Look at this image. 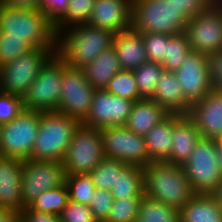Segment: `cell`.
I'll use <instances>...</instances> for the list:
<instances>
[{"instance_id": "obj_1", "label": "cell", "mask_w": 222, "mask_h": 222, "mask_svg": "<svg viewBox=\"0 0 222 222\" xmlns=\"http://www.w3.org/2000/svg\"><path fill=\"white\" fill-rule=\"evenodd\" d=\"M114 33L91 24L75 25L57 34L56 54L72 68H83L112 47Z\"/></svg>"}, {"instance_id": "obj_2", "label": "cell", "mask_w": 222, "mask_h": 222, "mask_svg": "<svg viewBox=\"0 0 222 222\" xmlns=\"http://www.w3.org/2000/svg\"><path fill=\"white\" fill-rule=\"evenodd\" d=\"M144 195L180 210L195 194L182 165L149 162L142 167Z\"/></svg>"}, {"instance_id": "obj_3", "label": "cell", "mask_w": 222, "mask_h": 222, "mask_svg": "<svg viewBox=\"0 0 222 222\" xmlns=\"http://www.w3.org/2000/svg\"><path fill=\"white\" fill-rule=\"evenodd\" d=\"M0 32L23 38L31 48L57 50L54 24L39 9L12 8L0 3Z\"/></svg>"}, {"instance_id": "obj_4", "label": "cell", "mask_w": 222, "mask_h": 222, "mask_svg": "<svg viewBox=\"0 0 222 222\" xmlns=\"http://www.w3.org/2000/svg\"><path fill=\"white\" fill-rule=\"evenodd\" d=\"M81 122L59 112H40L39 129L29 159L61 162Z\"/></svg>"}, {"instance_id": "obj_5", "label": "cell", "mask_w": 222, "mask_h": 222, "mask_svg": "<svg viewBox=\"0 0 222 222\" xmlns=\"http://www.w3.org/2000/svg\"><path fill=\"white\" fill-rule=\"evenodd\" d=\"M189 20L168 0H132L131 27L140 33L175 35Z\"/></svg>"}, {"instance_id": "obj_6", "label": "cell", "mask_w": 222, "mask_h": 222, "mask_svg": "<svg viewBox=\"0 0 222 222\" xmlns=\"http://www.w3.org/2000/svg\"><path fill=\"white\" fill-rule=\"evenodd\" d=\"M52 48H32L0 66V91L23 97L45 64L56 54Z\"/></svg>"}, {"instance_id": "obj_7", "label": "cell", "mask_w": 222, "mask_h": 222, "mask_svg": "<svg viewBox=\"0 0 222 222\" xmlns=\"http://www.w3.org/2000/svg\"><path fill=\"white\" fill-rule=\"evenodd\" d=\"M182 168L196 193L213 194L222 182L216 139L200 138Z\"/></svg>"}, {"instance_id": "obj_8", "label": "cell", "mask_w": 222, "mask_h": 222, "mask_svg": "<svg viewBox=\"0 0 222 222\" xmlns=\"http://www.w3.org/2000/svg\"><path fill=\"white\" fill-rule=\"evenodd\" d=\"M67 64L55 54L22 97L23 107L36 112H57L63 69Z\"/></svg>"}, {"instance_id": "obj_9", "label": "cell", "mask_w": 222, "mask_h": 222, "mask_svg": "<svg viewBox=\"0 0 222 222\" xmlns=\"http://www.w3.org/2000/svg\"><path fill=\"white\" fill-rule=\"evenodd\" d=\"M104 157L101 130L80 124L61 162L66 175L88 174Z\"/></svg>"}, {"instance_id": "obj_10", "label": "cell", "mask_w": 222, "mask_h": 222, "mask_svg": "<svg viewBox=\"0 0 222 222\" xmlns=\"http://www.w3.org/2000/svg\"><path fill=\"white\" fill-rule=\"evenodd\" d=\"M40 112L23 109L9 123L1 125L0 147L3 157L29 159L39 129Z\"/></svg>"}, {"instance_id": "obj_11", "label": "cell", "mask_w": 222, "mask_h": 222, "mask_svg": "<svg viewBox=\"0 0 222 222\" xmlns=\"http://www.w3.org/2000/svg\"><path fill=\"white\" fill-rule=\"evenodd\" d=\"M22 163L23 209L45 191L65 184L66 172L62 162L24 159Z\"/></svg>"}, {"instance_id": "obj_12", "label": "cell", "mask_w": 222, "mask_h": 222, "mask_svg": "<svg viewBox=\"0 0 222 222\" xmlns=\"http://www.w3.org/2000/svg\"><path fill=\"white\" fill-rule=\"evenodd\" d=\"M184 33L191 51L208 55L222 49V2H215L205 11L193 16Z\"/></svg>"}, {"instance_id": "obj_13", "label": "cell", "mask_w": 222, "mask_h": 222, "mask_svg": "<svg viewBox=\"0 0 222 222\" xmlns=\"http://www.w3.org/2000/svg\"><path fill=\"white\" fill-rule=\"evenodd\" d=\"M100 130L107 158L139 167H144L150 162L145 136L130 131L125 125Z\"/></svg>"}, {"instance_id": "obj_14", "label": "cell", "mask_w": 222, "mask_h": 222, "mask_svg": "<svg viewBox=\"0 0 222 222\" xmlns=\"http://www.w3.org/2000/svg\"><path fill=\"white\" fill-rule=\"evenodd\" d=\"M94 92L82 69L66 66L63 69L57 112L81 122L88 114Z\"/></svg>"}, {"instance_id": "obj_15", "label": "cell", "mask_w": 222, "mask_h": 222, "mask_svg": "<svg viewBox=\"0 0 222 222\" xmlns=\"http://www.w3.org/2000/svg\"><path fill=\"white\" fill-rule=\"evenodd\" d=\"M133 105L134 101L105 89L95 90L88 114L81 124L96 129L125 125Z\"/></svg>"}, {"instance_id": "obj_16", "label": "cell", "mask_w": 222, "mask_h": 222, "mask_svg": "<svg viewBox=\"0 0 222 222\" xmlns=\"http://www.w3.org/2000/svg\"><path fill=\"white\" fill-rule=\"evenodd\" d=\"M174 73L181 84L184 98L191 105L201 100L213 89L205 54L190 51L184 63Z\"/></svg>"}, {"instance_id": "obj_17", "label": "cell", "mask_w": 222, "mask_h": 222, "mask_svg": "<svg viewBox=\"0 0 222 222\" xmlns=\"http://www.w3.org/2000/svg\"><path fill=\"white\" fill-rule=\"evenodd\" d=\"M188 116L194 121L201 138L219 137L222 134V91L212 89L191 105Z\"/></svg>"}, {"instance_id": "obj_18", "label": "cell", "mask_w": 222, "mask_h": 222, "mask_svg": "<svg viewBox=\"0 0 222 222\" xmlns=\"http://www.w3.org/2000/svg\"><path fill=\"white\" fill-rule=\"evenodd\" d=\"M132 0H96L88 24L119 33L131 28Z\"/></svg>"}, {"instance_id": "obj_19", "label": "cell", "mask_w": 222, "mask_h": 222, "mask_svg": "<svg viewBox=\"0 0 222 222\" xmlns=\"http://www.w3.org/2000/svg\"><path fill=\"white\" fill-rule=\"evenodd\" d=\"M22 160L14 157H0V208L23 210Z\"/></svg>"}, {"instance_id": "obj_20", "label": "cell", "mask_w": 222, "mask_h": 222, "mask_svg": "<svg viewBox=\"0 0 222 222\" xmlns=\"http://www.w3.org/2000/svg\"><path fill=\"white\" fill-rule=\"evenodd\" d=\"M200 138L198 128L188 115L175 114L171 154L165 162L183 165L192 154Z\"/></svg>"}, {"instance_id": "obj_21", "label": "cell", "mask_w": 222, "mask_h": 222, "mask_svg": "<svg viewBox=\"0 0 222 222\" xmlns=\"http://www.w3.org/2000/svg\"><path fill=\"white\" fill-rule=\"evenodd\" d=\"M112 47L115 50L123 70H136L148 61L142 33L132 27L114 33Z\"/></svg>"}, {"instance_id": "obj_22", "label": "cell", "mask_w": 222, "mask_h": 222, "mask_svg": "<svg viewBox=\"0 0 222 222\" xmlns=\"http://www.w3.org/2000/svg\"><path fill=\"white\" fill-rule=\"evenodd\" d=\"M180 85L174 72L164 70L150 99L169 114L188 115L191 104L184 98Z\"/></svg>"}, {"instance_id": "obj_23", "label": "cell", "mask_w": 222, "mask_h": 222, "mask_svg": "<svg viewBox=\"0 0 222 222\" xmlns=\"http://www.w3.org/2000/svg\"><path fill=\"white\" fill-rule=\"evenodd\" d=\"M169 113L152 99L142 98L134 102L125 126L132 132L145 136Z\"/></svg>"}, {"instance_id": "obj_24", "label": "cell", "mask_w": 222, "mask_h": 222, "mask_svg": "<svg viewBox=\"0 0 222 222\" xmlns=\"http://www.w3.org/2000/svg\"><path fill=\"white\" fill-rule=\"evenodd\" d=\"M81 69L95 90L105 89L110 79L123 70L113 47L98 54L91 63Z\"/></svg>"}, {"instance_id": "obj_25", "label": "cell", "mask_w": 222, "mask_h": 222, "mask_svg": "<svg viewBox=\"0 0 222 222\" xmlns=\"http://www.w3.org/2000/svg\"><path fill=\"white\" fill-rule=\"evenodd\" d=\"M174 124L175 114H169L145 135L150 162H164L169 158Z\"/></svg>"}, {"instance_id": "obj_26", "label": "cell", "mask_w": 222, "mask_h": 222, "mask_svg": "<svg viewBox=\"0 0 222 222\" xmlns=\"http://www.w3.org/2000/svg\"><path fill=\"white\" fill-rule=\"evenodd\" d=\"M180 222H222L213 194L196 193L180 210Z\"/></svg>"}, {"instance_id": "obj_27", "label": "cell", "mask_w": 222, "mask_h": 222, "mask_svg": "<svg viewBox=\"0 0 222 222\" xmlns=\"http://www.w3.org/2000/svg\"><path fill=\"white\" fill-rule=\"evenodd\" d=\"M142 167L128 165L119 176L111 193L114 199L144 197Z\"/></svg>"}, {"instance_id": "obj_28", "label": "cell", "mask_w": 222, "mask_h": 222, "mask_svg": "<svg viewBox=\"0 0 222 222\" xmlns=\"http://www.w3.org/2000/svg\"><path fill=\"white\" fill-rule=\"evenodd\" d=\"M136 222H180V211L144 195Z\"/></svg>"}, {"instance_id": "obj_29", "label": "cell", "mask_w": 222, "mask_h": 222, "mask_svg": "<svg viewBox=\"0 0 222 222\" xmlns=\"http://www.w3.org/2000/svg\"><path fill=\"white\" fill-rule=\"evenodd\" d=\"M96 0H69L65 14L54 24L56 34L75 25L87 24Z\"/></svg>"}, {"instance_id": "obj_30", "label": "cell", "mask_w": 222, "mask_h": 222, "mask_svg": "<svg viewBox=\"0 0 222 222\" xmlns=\"http://www.w3.org/2000/svg\"><path fill=\"white\" fill-rule=\"evenodd\" d=\"M128 165L121 160L104 157L89 173L92 177L93 183L96 188L101 190L111 191L115 186L117 176Z\"/></svg>"}, {"instance_id": "obj_31", "label": "cell", "mask_w": 222, "mask_h": 222, "mask_svg": "<svg viewBox=\"0 0 222 222\" xmlns=\"http://www.w3.org/2000/svg\"><path fill=\"white\" fill-rule=\"evenodd\" d=\"M190 43L184 32L168 35L165 56L162 61V67L166 71L175 72L184 63L187 55L190 53Z\"/></svg>"}, {"instance_id": "obj_32", "label": "cell", "mask_w": 222, "mask_h": 222, "mask_svg": "<svg viewBox=\"0 0 222 222\" xmlns=\"http://www.w3.org/2000/svg\"><path fill=\"white\" fill-rule=\"evenodd\" d=\"M69 201L66 184L45 191L28 207L38 212L60 215Z\"/></svg>"}, {"instance_id": "obj_33", "label": "cell", "mask_w": 222, "mask_h": 222, "mask_svg": "<svg viewBox=\"0 0 222 222\" xmlns=\"http://www.w3.org/2000/svg\"><path fill=\"white\" fill-rule=\"evenodd\" d=\"M164 70L160 63L146 61L133 71L141 98L150 99L153 96Z\"/></svg>"}, {"instance_id": "obj_34", "label": "cell", "mask_w": 222, "mask_h": 222, "mask_svg": "<svg viewBox=\"0 0 222 222\" xmlns=\"http://www.w3.org/2000/svg\"><path fill=\"white\" fill-rule=\"evenodd\" d=\"M105 90L134 102L142 99L139 95L134 73L130 70L119 71L110 79Z\"/></svg>"}, {"instance_id": "obj_35", "label": "cell", "mask_w": 222, "mask_h": 222, "mask_svg": "<svg viewBox=\"0 0 222 222\" xmlns=\"http://www.w3.org/2000/svg\"><path fill=\"white\" fill-rule=\"evenodd\" d=\"M65 184L69 192V200L89 205L96 189L92 177L88 174L66 175Z\"/></svg>"}, {"instance_id": "obj_36", "label": "cell", "mask_w": 222, "mask_h": 222, "mask_svg": "<svg viewBox=\"0 0 222 222\" xmlns=\"http://www.w3.org/2000/svg\"><path fill=\"white\" fill-rule=\"evenodd\" d=\"M143 197L114 199L105 222H136Z\"/></svg>"}, {"instance_id": "obj_37", "label": "cell", "mask_w": 222, "mask_h": 222, "mask_svg": "<svg viewBox=\"0 0 222 222\" xmlns=\"http://www.w3.org/2000/svg\"><path fill=\"white\" fill-rule=\"evenodd\" d=\"M31 49L23 38L8 37L7 33L0 32V66L19 58Z\"/></svg>"}, {"instance_id": "obj_38", "label": "cell", "mask_w": 222, "mask_h": 222, "mask_svg": "<svg viewBox=\"0 0 222 222\" xmlns=\"http://www.w3.org/2000/svg\"><path fill=\"white\" fill-rule=\"evenodd\" d=\"M147 60L162 64L168 35L162 33H142Z\"/></svg>"}, {"instance_id": "obj_39", "label": "cell", "mask_w": 222, "mask_h": 222, "mask_svg": "<svg viewBox=\"0 0 222 222\" xmlns=\"http://www.w3.org/2000/svg\"><path fill=\"white\" fill-rule=\"evenodd\" d=\"M114 197L111 191L96 188L90 199L89 207L91 208L94 218L98 222H105L110 214Z\"/></svg>"}, {"instance_id": "obj_40", "label": "cell", "mask_w": 222, "mask_h": 222, "mask_svg": "<svg viewBox=\"0 0 222 222\" xmlns=\"http://www.w3.org/2000/svg\"><path fill=\"white\" fill-rule=\"evenodd\" d=\"M61 222H98L88 205L68 201L59 215Z\"/></svg>"}, {"instance_id": "obj_41", "label": "cell", "mask_w": 222, "mask_h": 222, "mask_svg": "<svg viewBox=\"0 0 222 222\" xmlns=\"http://www.w3.org/2000/svg\"><path fill=\"white\" fill-rule=\"evenodd\" d=\"M23 109L22 97L0 91V125L9 123Z\"/></svg>"}, {"instance_id": "obj_42", "label": "cell", "mask_w": 222, "mask_h": 222, "mask_svg": "<svg viewBox=\"0 0 222 222\" xmlns=\"http://www.w3.org/2000/svg\"><path fill=\"white\" fill-rule=\"evenodd\" d=\"M179 10H183V15L190 20L193 16L211 7L215 0H168Z\"/></svg>"}, {"instance_id": "obj_43", "label": "cell", "mask_w": 222, "mask_h": 222, "mask_svg": "<svg viewBox=\"0 0 222 222\" xmlns=\"http://www.w3.org/2000/svg\"><path fill=\"white\" fill-rule=\"evenodd\" d=\"M211 86L222 91V49L206 55Z\"/></svg>"}, {"instance_id": "obj_44", "label": "cell", "mask_w": 222, "mask_h": 222, "mask_svg": "<svg viewBox=\"0 0 222 222\" xmlns=\"http://www.w3.org/2000/svg\"><path fill=\"white\" fill-rule=\"evenodd\" d=\"M69 0H40L39 10L55 24L66 12Z\"/></svg>"}, {"instance_id": "obj_45", "label": "cell", "mask_w": 222, "mask_h": 222, "mask_svg": "<svg viewBox=\"0 0 222 222\" xmlns=\"http://www.w3.org/2000/svg\"><path fill=\"white\" fill-rule=\"evenodd\" d=\"M20 222H61L59 215L38 212L25 207L20 211Z\"/></svg>"}, {"instance_id": "obj_46", "label": "cell", "mask_w": 222, "mask_h": 222, "mask_svg": "<svg viewBox=\"0 0 222 222\" xmlns=\"http://www.w3.org/2000/svg\"><path fill=\"white\" fill-rule=\"evenodd\" d=\"M0 3L12 8L39 9L40 0H0Z\"/></svg>"}, {"instance_id": "obj_47", "label": "cell", "mask_w": 222, "mask_h": 222, "mask_svg": "<svg viewBox=\"0 0 222 222\" xmlns=\"http://www.w3.org/2000/svg\"><path fill=\"white\" fill-rule=\"evenodd\" d=\"M0 222H20V212L0 208Z\"/></svg>"}, {"instance_id": "obj_48", "label": "cell", "mask_w": 222, "mask_h": 222, "mask_svg": "<svg viewBox=\"0 0 222 222\" xmlns=\"http://www.w3.org/2000/svg\"><path fill=\"white\" fill-rule=\"evenodd\" d=\"M213 196L216 198L217 203L220 209L222 210V182L218 186L217 190L213 193Z\"/></svg>"}, {"instance_id": "obj_49", "label": "cell", "mask_w": 222, "mask_h": 222, "mask_svg": "<svg viewBox=\"0 0 222 222\" xmlns=\"http://www.w3.org/2000/svg\"><path fill=\"white\" fill-rule=\"evenodd\" d=\"M217 157H218V165L222 173V146L218 142H217Z\"/></svg>"}, {"instance_id": "obj_50", "label": "cell", "mask_w": 222, "mask_h": 222, "mask_svg": "<svg viewBox=\"0 0 222 222\" xmlns=\"http://www.w3.org/2000/svg\"><path fill=\"white\" fill-rule=\"evenodd\" d=\"M216 141L222 146V134L216 138Z\"/></svg>"}, {"instance_id": "obj_51", "label": "cell", "mask_w": 222, "mask_h": 222, "mask_svg": "<svg viewBox=\"0 0 222 222\" xmlns=\"http://www.w3.org/2000/svg\"><path fill=\"white\" fill-rule=\"evenodd\" d=\"M0 128H1V125H0ZM0 157H2V154H1V147H0Z\"/></svg>"}]
</instances>
